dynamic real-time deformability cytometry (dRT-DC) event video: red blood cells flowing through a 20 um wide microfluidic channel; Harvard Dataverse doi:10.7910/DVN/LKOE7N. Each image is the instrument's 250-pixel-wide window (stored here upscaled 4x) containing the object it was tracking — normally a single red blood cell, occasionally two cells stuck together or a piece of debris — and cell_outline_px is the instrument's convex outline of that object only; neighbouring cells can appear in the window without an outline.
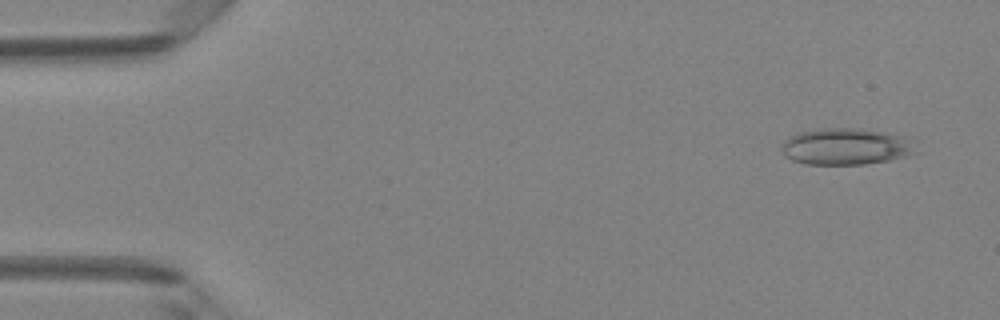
{"species": "Egyptian fruit bat (a non-hibernating species)", "species_latin": "Rousettus aegyptiacus", "temperature_condition": "room temperature", "stored_images_in_passage": 13, "camera_frame_rate_fps": 3000, "um_per_image_px": 0.085, "animal": {"sex": "female"}, "frame": {"image": 1, "passage_image": 3, "time_ms": 0.667, "image_size_px": [1000, 320], "cell_outline_px": [[920, 152], [908, 156], [888, 160], [864, 164], [804, 164], [792, 160], [784, 156], [784, 140], [800, 132], [820, 128], [860, 128], [884, 132], [904, 136], [916, 140]], "centroid_in_image_um": [72.03, 12.45], "position_along_channel_um": 13.0, "area_um2": 28.96}}